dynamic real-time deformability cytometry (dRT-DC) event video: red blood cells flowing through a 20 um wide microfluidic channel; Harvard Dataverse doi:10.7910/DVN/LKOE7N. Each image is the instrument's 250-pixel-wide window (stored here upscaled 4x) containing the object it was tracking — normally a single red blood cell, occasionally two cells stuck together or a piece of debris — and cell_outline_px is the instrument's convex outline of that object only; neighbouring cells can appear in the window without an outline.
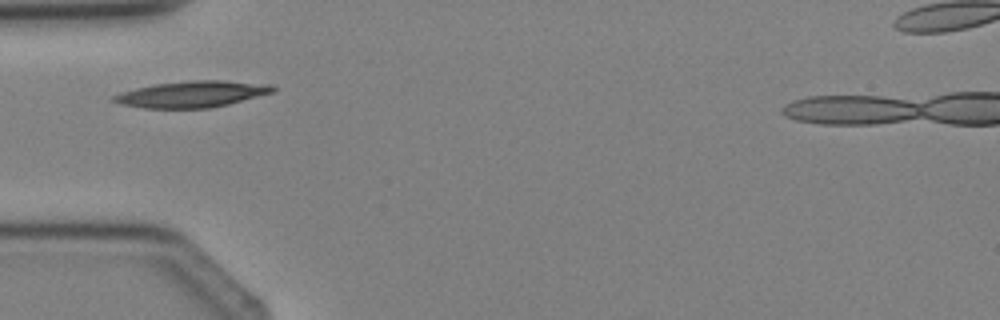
{"species": "Egyptian fruit bat (a non-hibernating species)", "species_latin": "Rousettus aegyptiacus", "temperature_condition": "cold", "stored_images_in_passage": 1, "camera_frame_rate_fps": 3000, "um_per_image_px": 0.085, "animal": {"sex": "female"}, "frame": {"image": 1, "passage_image": 1, "time_ms": 0.0, "image_size_px": [1000, 320], "cell_outline_px": [[276, 92], [228, 104], [208, 108], [144, 108], [120, 104], [108, 100], [112, 96], [120, 92], [136, 88], [156, 84], [192, 80], [220, 80], [272, 84], [276, 88]], "centroid_in_image_um": [16.32, 8.0], "position_along_channel_um": 68.7, "area_um2": 24.57}}